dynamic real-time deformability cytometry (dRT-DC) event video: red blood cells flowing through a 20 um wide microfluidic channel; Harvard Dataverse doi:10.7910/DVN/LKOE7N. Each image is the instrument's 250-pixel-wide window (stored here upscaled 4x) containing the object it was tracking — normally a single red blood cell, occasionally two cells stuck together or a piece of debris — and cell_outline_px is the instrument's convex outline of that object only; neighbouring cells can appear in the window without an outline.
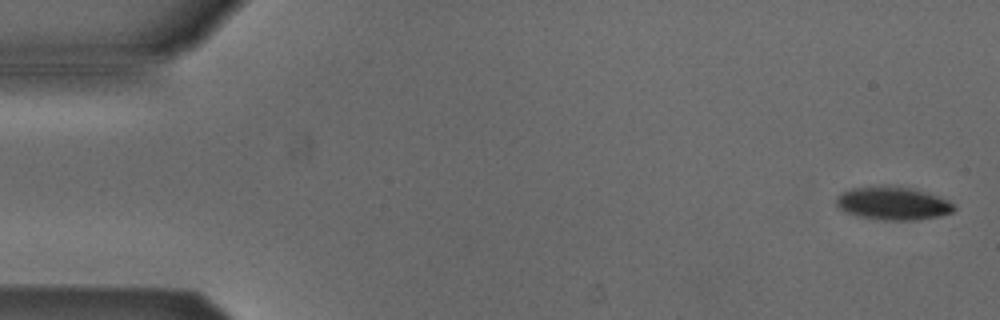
{"species": "Egyptian fruit bat (a non-hibernating species)", "species_latin": "Rousettus aegyptiacus", "temperature_condition": "cold", "stored_images_in_passage": 5, "camera_frame_rate_fps": 3000, "um_per_image_px": 0.085, "animal": {"sex": "male"}, "frame": {"image": 1, "passage_image": 1, "time_ms": 0.0, "image_size_px": [1000, 320], "cell_outline_px": [[956, 208], [952, 212], [940, 216], [916, 220], [880, 220], [856, 216], [844, 212], [836, 204], [836, 196], [852, 188], [912, 188], [928, 192], [940, 196], [948, 200]], "centroid_in_image_um": [75.92, 17.33], "position_along_channel_um": 9.1, "area_um2": 22.31}}
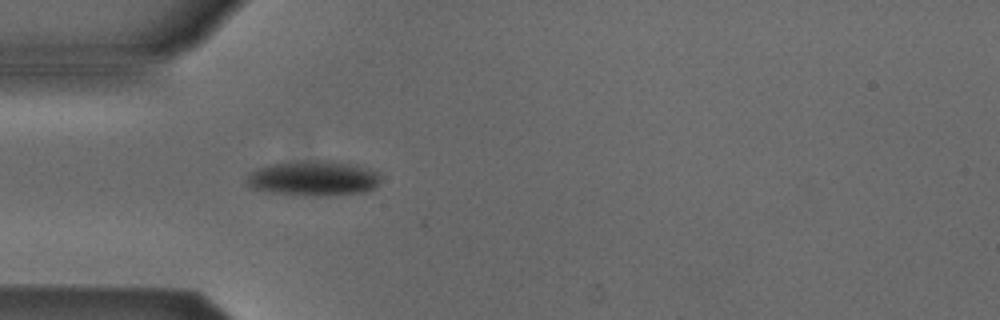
{"frame": {"image": 2, "passage_image": 5, "time_ms": 4.667, "image_size_px": [1000, 320], "cell_outline_px": [[380, 180], [372, 188], [364, 192], [328, 196], [316, 196], [272, 192], [252, 188], [248, 184], [248, 172], [256, 168], [272, 164], [304, 160], [332, 160], [356, 164], [380, 172]], "centroid_in_image_um": [26.68, 15.13], "position_along_channel_um": 58.3, "area_um2": 27.51}}